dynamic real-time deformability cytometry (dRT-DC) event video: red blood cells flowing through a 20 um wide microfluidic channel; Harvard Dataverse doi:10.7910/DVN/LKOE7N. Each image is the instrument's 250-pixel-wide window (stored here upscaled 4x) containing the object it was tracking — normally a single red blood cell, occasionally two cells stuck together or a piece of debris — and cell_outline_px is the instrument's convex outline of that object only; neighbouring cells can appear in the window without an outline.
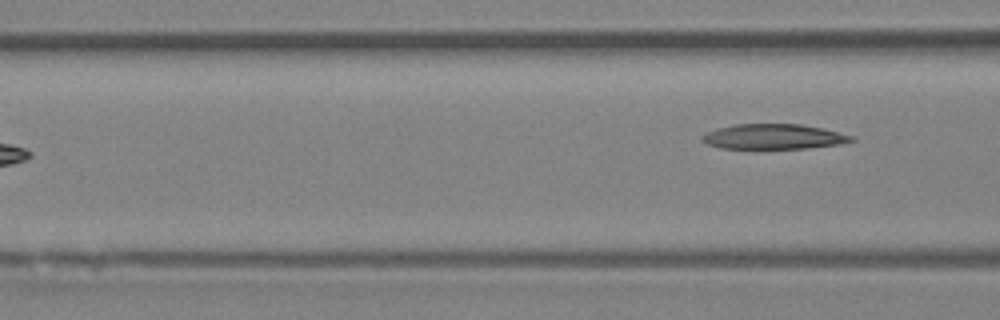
{"species": "Egyptian fruit bat (a non-hibernating species)", "species_latin": "Rousettus aegyptiacus", "temperature_condition": "room temperature", "stored_images_in_passage": 4, "camera_frame_rate_fps": 3000, "um_per_image_px": 0.085, "animal": {"sex": "female"}, "frame": {"image": 1, "passage_image": 4, "time_ms": 4.333, "image_size_px": [1000, 320], "cell_outline_px": [[856, 140], [840, 144], [808, 148], [720, 148], [708, 144], [700, 140], [700, 136], [716, 128], [736, 124], [800, 124], [824, 128], [856, 136]], "centroid_in_image_um": [65.8, 11.61], "position_along_channel_um": 100.8, "area_um2": 21.96}}